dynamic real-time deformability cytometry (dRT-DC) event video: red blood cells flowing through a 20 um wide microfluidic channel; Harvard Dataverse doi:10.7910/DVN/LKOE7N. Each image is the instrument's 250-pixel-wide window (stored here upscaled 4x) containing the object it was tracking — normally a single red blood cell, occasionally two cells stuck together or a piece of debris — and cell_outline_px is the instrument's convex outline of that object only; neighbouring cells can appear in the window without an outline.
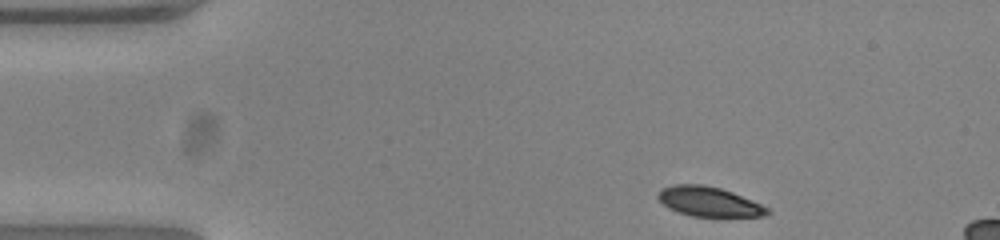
{"species": "common noctule bat (a hibernating species)", "species_latin": "Nyctalus noctula", "temperature_condition": "warm", "stored_images_in_passage": 47, "segment_of_instrument_passage": [1, 2], "camera_frame_rate_fps": 3000, "um_per_image_px": 0.085, "animal": {"sex": "female", "body_mass_g": 23.0, "forearm_length_mm": 53.4}, "frame": {"image": 1, "passage_image": 1, "time_ms": 0.0, "image_size_px": [1000, 240], "cell_outline_px": [[772, 212], [764, 216], [692, 216], [668, 208], [656, 196], [664, 188], [676, 184], [700, 184], [720, 188], [732, 192], [752, 200], [768, 208]], "centroid_in_image_um": [60.28, 17.14], "position_along_channel_um": 24.7, "area_um2": 18.55}}
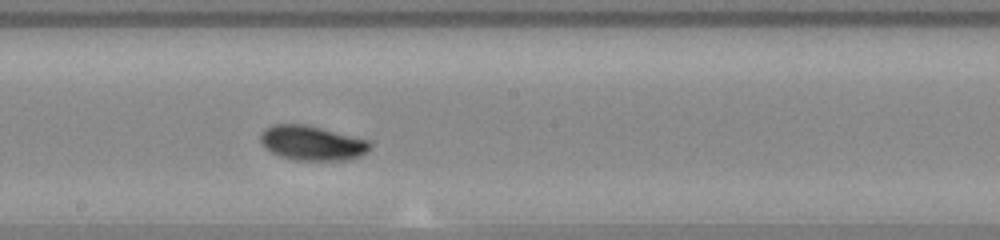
{"frame": {"image": 2, "passage_image": 22, "time_ms": 7.0, "image_size_px": [1000, 240], "cell_outline_px": [[372, 148], [368, 152], [352, 160], [296, 160], [280, 156], [264, 148], [260, 140], [260, 136], [264, 128], [272, 124], [304, 124], [368, 140], [372, 144]], "centroid_in_image_um": [26.53, 12.16], "position_along_channel_um": 221.7, "area_um2": 22.2}}
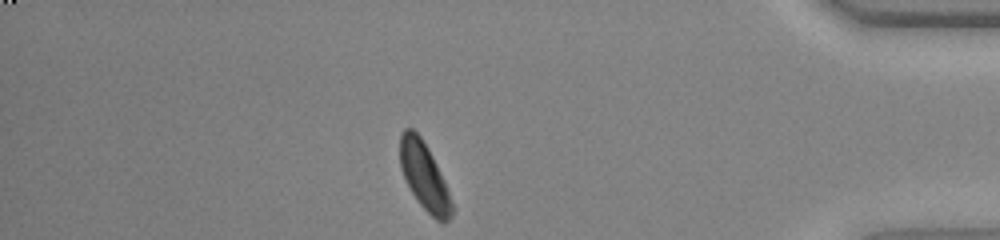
{"frame": {"image": 3, "passage_image": 39, "time_ms": 12.667, "image_size_px": [1000, 240], "cell_outline_px": [[456, 208], [452, 216], [444, 224], [436, 220], [416, 200], [400, 168], [400, 136], [404, 128], [412, 128], [420, 136], [428, 148], [444, 180]], "centroid_in_image_um": [36.1, 15.03], "position_along_channel_um": 399.1, "area_um2": 20.46}}